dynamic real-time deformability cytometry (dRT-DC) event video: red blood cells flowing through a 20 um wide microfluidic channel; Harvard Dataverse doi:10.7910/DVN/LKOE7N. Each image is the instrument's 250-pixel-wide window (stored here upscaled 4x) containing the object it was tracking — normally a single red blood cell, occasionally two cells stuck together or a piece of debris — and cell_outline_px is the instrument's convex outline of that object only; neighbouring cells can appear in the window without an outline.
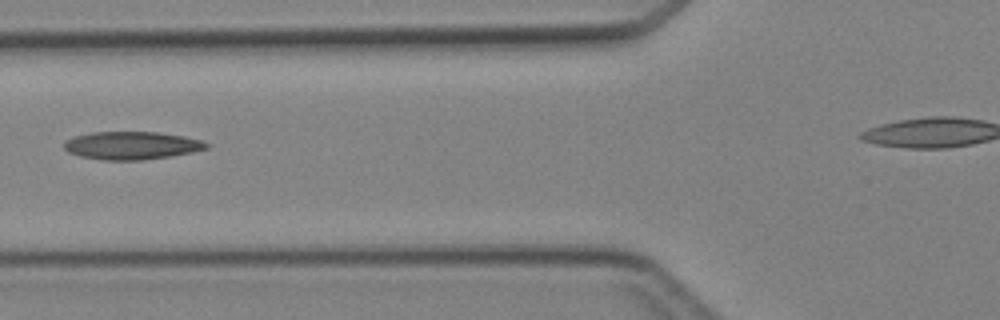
{"species": "Egyptian fruit bat (a non-hibernating species)", "species_latin": "Rousettus aegyptiacus", "temperature_condition": "cold", "stored_images_in_passage": 4, "camera_frame_rate_fps": 3000, "um_per_image_px": 0.085, "animal": {"sex": "female"}, "frame": {"image": 1, "passage_image": 4, "time_ms": 4.333, "image_size_px": [1000, 320], "cell_outline_px": [[208, 148], [192, 152], [144, 160], [100, 160], [80, 156], [68, 152], [64, 148], [64, 140], [72, 136], [92, 132], [160, 132], [184, 136], [204, 140], [208, 144]], "centroid_in_image_um": [11.17, 12.36], "position_along_channel_um": 114.6, "area_um2": 23.35}}